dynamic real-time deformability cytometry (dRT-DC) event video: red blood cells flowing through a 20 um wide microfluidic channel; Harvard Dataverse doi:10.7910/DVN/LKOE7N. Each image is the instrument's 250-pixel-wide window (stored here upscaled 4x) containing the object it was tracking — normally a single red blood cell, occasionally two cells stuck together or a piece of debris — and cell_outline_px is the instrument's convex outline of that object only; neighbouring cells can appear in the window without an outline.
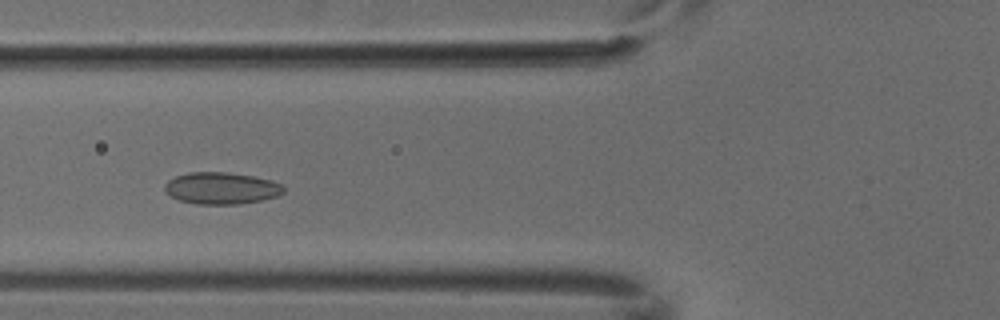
{"species": "common noctule bat (a hibernating species)", "species_latin": "Nyctalus noctula", "temperature_condition": "cold", "stored_images_in_passage": 7, "camera_frame_rate_fps": 3000, "um_per_image_px": 0.085, "animal": {"sex": "male", "body_mass_g": 18.8}, "frame": {"image": 1, "passage_image": 5, "time_ms": 1.333, "image_size_px": [1000, 320], "cell_outline_px": [[284, 192], [276, 196], [260, 200], [236, 204], [196, 204], [180, 200], [164, 192], [164, 184], [168, 180], [176, 176], [188, 172], [224, 172], [252, 176], [272, 180], [280, 184], [284, 188]], "centroid_in_image_um": [18.78, 15.99], "position_along_channel_um": 107.0, "area_um2": 21.91}}
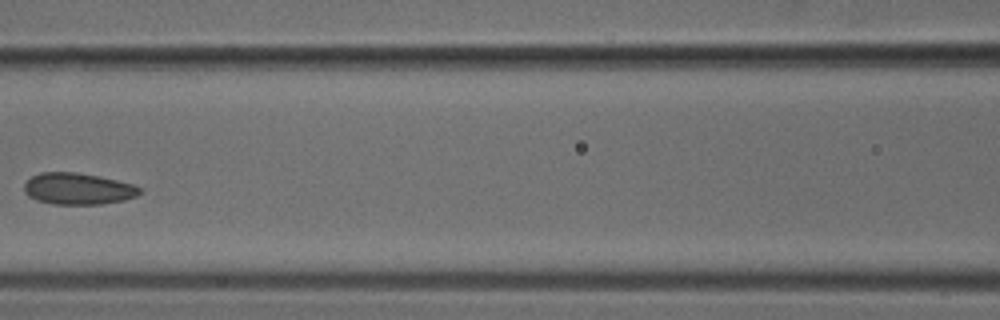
{"frame": {"image": 2, "passage_image": 6, "time_ms": 1.667, "image_size_px": [1000, 320], "cell_outline_px": [[140, 192], [136, 196], [124, 200], [104, 204], [52, 204], [36, 200], [28, 196], [24, 192], [24, 184], [32, 176], [40, 172], [76, 172], [100, 176], [132, 184], [140, 188]], "centroid_in_image_um": [6.6, 16.04], "position_along_channel_um": 160.0, "area_um2": 21.27}}
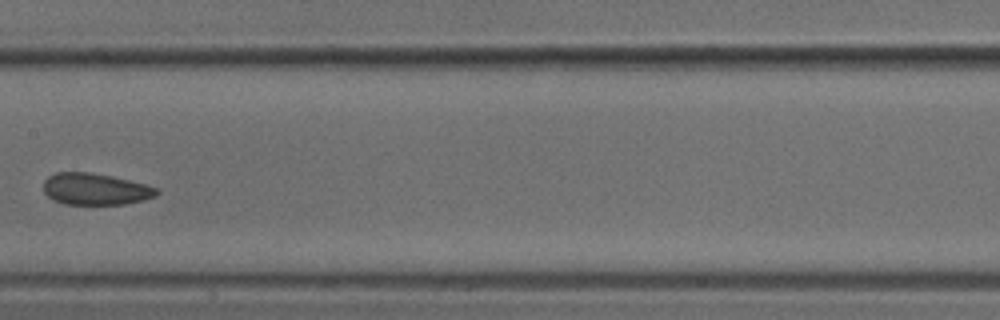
{"frame": {"image": 3, "passage_image": 7, "time_ms": 2.0, "image_size_px": [1000, 320], "cell_outline_px": [[160, 192], [156, 196], [144, 200], [124, 204], [64, 204], [52, 200], [44, 192], [44, 180], [48, 176], [56, 172], [88, 172], [112, 176], [144, 184], [156, 188]], "centroid_in_image_um": [8.08, 16.07], "position_along_channel_um": 199.3, "area_um2": 20.87}}